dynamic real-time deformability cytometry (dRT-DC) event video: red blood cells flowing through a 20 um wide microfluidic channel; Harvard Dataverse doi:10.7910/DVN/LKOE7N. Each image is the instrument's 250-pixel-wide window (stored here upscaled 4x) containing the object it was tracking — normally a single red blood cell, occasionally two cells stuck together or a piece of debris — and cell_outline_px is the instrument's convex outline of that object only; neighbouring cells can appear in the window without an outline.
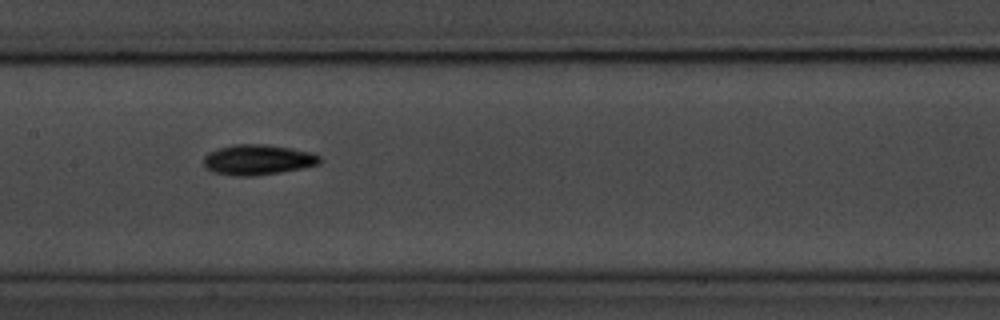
{"species": "common noctule bat (a hibernating species)", "species_latin": "Nyctalus noctula", "temperature_condition": "room temperature", "stored_images_in_passage": 10, "camera_frame_rate_fps": 3000, "um_per_image_px": 0.085, "animal": {"sex": "male", "body_mass_g": 20.1, "forearm_length_mm": 53.5}, "frame": {"image": 1, "passage_image": 4, "time_ms": 3.333, "image_size_px": [1000, 320], "cell_outline_px": [[320, 164], [280, 172], [252, 176], [236, 176], [212, 172], [204, 168], [204, 156], [208, 152], [232, 144], [268, 144], [292, 148], [312, 152], [320, 156]], "centroid_in_image_um": [21.89, 13.57], "position_along_channel_um": 185.5, "area_um2": 20.63}}
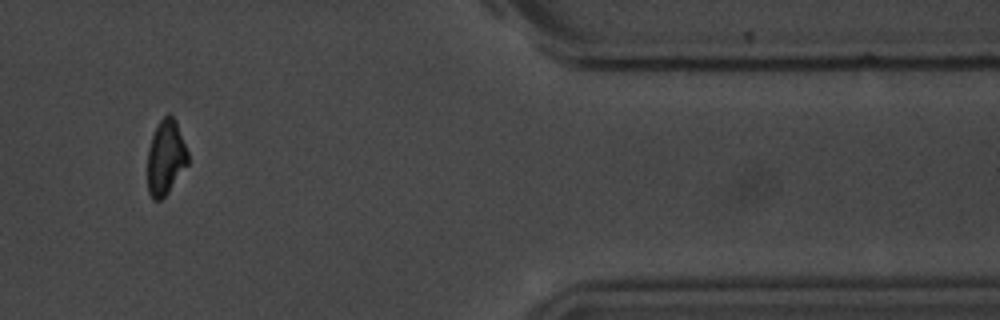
{"frame": {"image": 2, "passage_image": 9, "time_ms": 10.0, "image_size_px": [1000, 320], "cell_outline_px": [[188, 164], [168, 192], [160, 200], [152, 200], [148, 192], [148, 148], [152, 136], [160, 120], [168, 112], [176, 120], [188, 152]], "centroid_in_image_um": [14.09, 13.38], "position_along_channel_um": 397.3, "area_um2": 17.57}}